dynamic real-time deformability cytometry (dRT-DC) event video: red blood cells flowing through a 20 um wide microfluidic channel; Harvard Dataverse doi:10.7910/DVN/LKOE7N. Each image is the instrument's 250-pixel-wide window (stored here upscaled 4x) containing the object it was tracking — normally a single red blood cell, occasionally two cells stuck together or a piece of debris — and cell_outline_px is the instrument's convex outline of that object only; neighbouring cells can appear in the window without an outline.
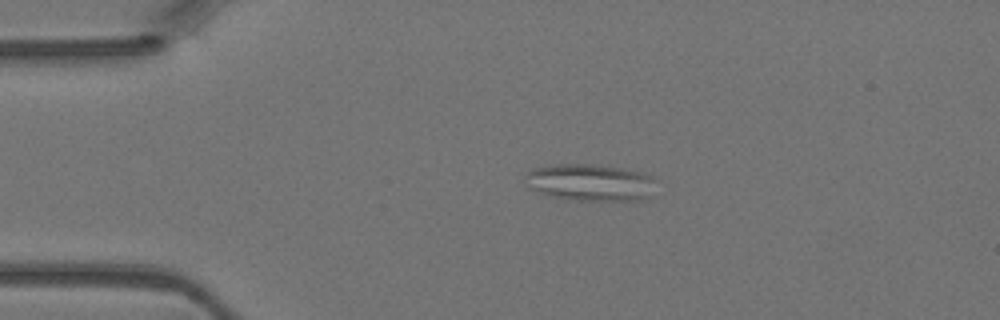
{"species": "Egyptian fruit bat (a non-hibernating species)", "species_latin": "Rousettus aegyptiacus", "temperature_condition": "warm", "stored_images_in_passage": 39, "camera_frame_rate_fps": 3000, "um_per_image_px": 0.085, "animal": {"sex": "female"}, "frame": {"image": 1, "passage_image": 2, "time_ms": 0.333, "image_size_px": [1000, 320], "cell_outline_px": [[652, 180], [648, 196], [640, 200], [576, 200], [544, 196], [536, 192], [524, 184], [524, 176], [532, 168], [548, 164], [592, 164], [620, 168], [640, 172], [652, 176]], "centroid_in_image_um": [50.0, 15.5], "position_along_channel_um": 35.0, "area_um2": 28.15}}
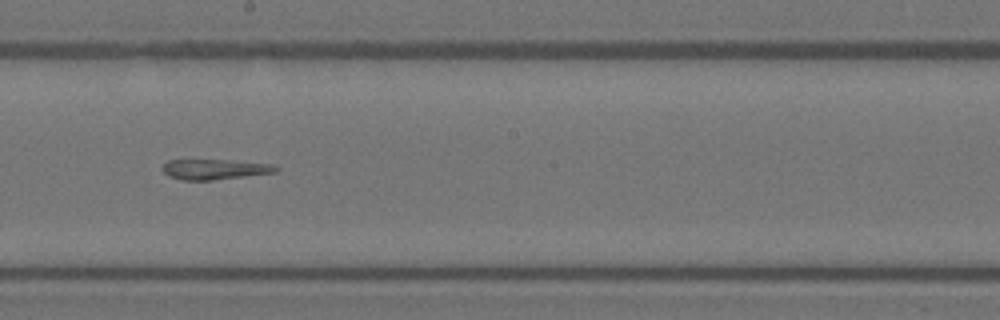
{"frame": {"image": 2, "passage_image": 18, "time_ms": 5.667, "image_size_px": [1000, 320], "cell_outline_px": [[280, 168], [276, 172], [212, 180], [180, 180], [168, 176], [160, 168], [168, 160], [228, 160], [272, 164]], "centroid_in_image_um": [18.21, 14.39], "position_along_channel_um": 230.0, "area_um2": 13.35}}
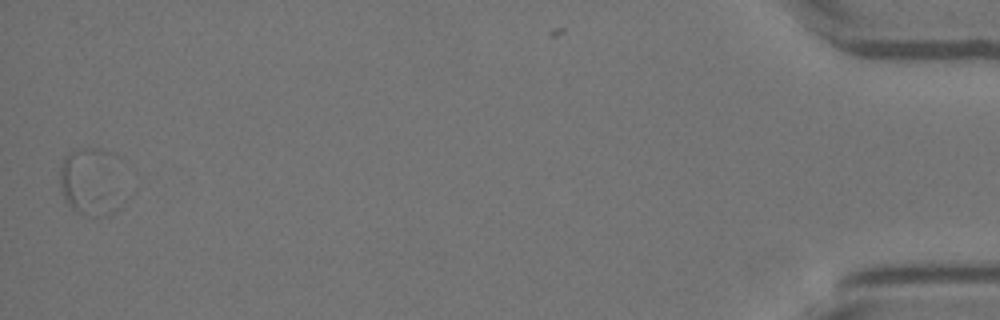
{"frame": {"image": 3, "passage_image": 38, "time_ms": 12.333, "image_size_px": [1000, 320], "cell_outline_px": [[112, 152], [108, 192], [100, 212], [96, 216], [84, 216], [72, 208], [64, 200], [60, 188], [60, 168], [64, 156], [68, 152], [80, 148], [100, 148]], "centroid_in_image_um": [7.3, 15.25], "position_along_channel_um": 427.9, "area_um2": 20.81}}